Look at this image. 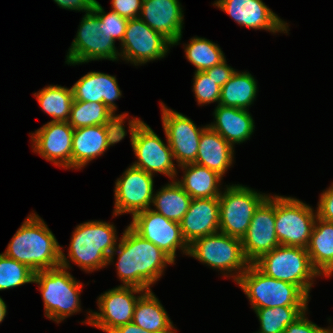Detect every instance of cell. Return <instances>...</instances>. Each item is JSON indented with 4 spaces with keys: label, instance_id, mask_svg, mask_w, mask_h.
<instances>
[{
    "label": "cell",
    "instance_id": "1",
    "mask_svg": "<svg viewBox=\"0 0 333 333\" xmlns=\"http://www.w3.org/2000/svg\"><path fill=\"white\" fill-rule=\"evenodd\" d=\"M117 248L109 256L108 263L113 261L114 252L118 250L116 266L123 286L149 291L150 285L161 277L165 265L174 264V261L159 247L140 237L129 226Z\"/></svg>",
    "mask_w": 333,
    "mask_h": 333
},
{
    "label": "cell",
    "instance_id": "2",
    "mask_svg": "<svg viewBox=\"0 0 333 333\" xmlns=\"http://www.w3.org/2000/svg\"><path fill=\"white\" fill-rule=\"evenodd\" d=\"M4 254L34 272L61 265V247L45 222L35 213L23 222Z\"/></svg>",
    "mask_w": 333,
    "mask_h": 333
},
{
    "label": "cell",
    "instance_id": "3",
    "mask_svg": "<svg viewBox=\"0 0 333 333\" xmlns=\"http://www.w3.org/2000/svg\"><path fill=\"white\" fill-rule=\"evenodd\" d=\"M70 268L61 250V265L54 269L35 272L33 283L39 285L44 301L45 315L59 323L80 311L79 294L82 284L66 270Z\"/></svg>",
    "mask_w": 333,
    "mask_h": 333
},
{
    "label": "cell",
    "instance_id": "4",
    "mask_svg": "<svg viewBox=\"0 0 333 333\" xmlns=\"http://www.w3.org/2000/svg\"><path fill=\"white\" fill-rule=\"evenodd\" d=\"M113 224L89 221L78 225L73 232L68 256L83 270L93 271L108 264L116 249V229Z\"/></svg>",
    "mask_w": 333,
    "mask_h": 333
},
{
    "label": "cell",
    "instance_id": "5",
    "mask_svg": "<svg viewBox=\"0 0 333 333\" xmlns=\"http://www.w3.org/2000/svg\"><path fill=\"white\" fill-rule=\"evenodd\" d=\"M237 283L251 301L253 310L307 306L309 296L299 286L269 277L254 264H249Z\"/></svg>",
    "mask_w": 333,
    "mask_h": 333
},
{
    "label": "cell",
    "instance_id": "6",
    "mask_svg": "<svg viewBox=\"0 0 333 333\" xmlns=\"http://www.w3.org/2000/svg\"><path fill=\"white\" fill-rule=\"evenodd\" d=\"M253 264L269 277L299 286L308 296L313 284L311 280L319 276L307 249L298 246L279 245Z\"/></svg>",
    "mask_w": 333,
    "mask_h": 333
},
{
    "label": "cell",
    "instance_id": "7",
    "mask_svg": "<svg viewBox=\"0 0 333 333\" xmlns=\"http://www.w3.org/2000/svg\"><path fill=\"white\" fill-rule=\"evenodd\" d=\"M242 185H232L219 196V231L242 239L258 206L267 198Z\"/></svg>",
    "mask_w": 333,
    "mask_h": 333
},
{
    "label": "cell",
    "instance_id": "8",
    "mask_svg": "<svg viewBox=\"0 0 333 333\" xmlns=\"http://www.w3.org/2000/svg\"><path fill=\"white\" fill-rule=\"evenodd\" d=\"M296 198L275 195V231L280 245L307 248L317 213Z\"/></svg>",
    "mask_w": 333,
    "mask_h": 333
},
{
    "label": "cell",
    "instance_id": "9",
    "mask_svg": "<svg viewBox=\"0 0 333 333\" xmlns=\"http://www.w3.org/2000/svg\"><path fill=\"white\" fill-rule=\"evenodd\" d=\"M188 255L223 271L241 270L234 276L235 282L250 264L244 256L242 240L220 231L195 240L189 245Z\"/></svg>",
    "mask_w": 333,
    "mask_h": 333
},
{
    "label": "cell",
    "instance_id": "10",
    "mask_svg": "<svg viewBox=\"0 0 333 333\" xmlns=\"http://www.w3.org/2000/svg\"><path fill=\"white\" fill-rule=\"evenodd\" d=\"M129 128L131 145L138 158L133 166L152 175L159 172L174 179L176 169L170 145H165L150 126L138 118L129 121Z\"/></svg>",
    "mask_w": 333,
    "mask_h": 333
},
{
    "label": "cell",
    "instance_id": "11",
    "mask_svg": "<svg viewBox=\"0 0 333 333\" xmlns=\"http://www.w3.org/2000/svg\"><path fill=\"white\" fill-rule=\"evenodd\" d=\"M132 218L129 227L140 237L159 247L173 261L177 248L188 255L189 245L182 235L180 223L167 219L151 208L136 213Z\"/></svg>",
    "mask_w": 333,
    "mask_h": 333
},
{
    "label": "cell",
    "instance_id": "12",
    "mask_svg": "<svg viewBox=\"0 0 333 333\" xmlns=\"http://www.w3.org/2000/svg\"><path fill=\"white\" fill-rule=\"evenodd\" d=\"M100 30L98 16L93 11L86 13L66 56V62L76 65L99 59L116 61L120 54L116 50L115 41Z\"/></svg>",
    "mask_w": 333,
    "mask_h": 333
},
{
    "label": "cell",
    "instance_id": "13",
    "mask_svg": "<svg viewBox=\"0 0 333 333\" xmlns=\"http://www.w3.org/2000/svg\"><path fill=\"white\" fill-rule=\"evenodd\" d=\"M144 291L137 287L121 285L105 292L98 298L100 313L89 314L88 324L111 333L116 328L132 322L136 303ZM140 292V296H134V293Z\"/></svg>",
    "mask_w": 333,
    "mask_h": 333
},
{
    "label": "cell",
    "instance_id": "14",
    "mask_svg": "<svg viewBox=\"0 0 333 333\" xmlns=\"http://www.w3.org/2000/svg\"><path fill=\"white\" fill-rule=\"evenodd\" d=\"M122 58L135 65L163 58L172 44L140 18L129 19L121 42Z\"/></svg>",
    "mask_w": 333,
    "mask_h": 333
},
{
    "label": "cell",
    "instance_id": "15",
    "mask_svg": "<svg viewBox=\"0 0 333 333\" xmlns=\"http://www.w3.org/2000/svg\"><path fill=\"white\" fill-rule=\"evenodd\" d=\"M273 197L268 196L258 206L246 235L241 239L244 256L250 264L280 245L275 231V196Z\"/></svg>",
    "mask_w": 333,
    "mask_h": 333
},
{
    "label": "cell",
    "instance_id": "16",
    "mask_svg": "<svg viewBox=\"0 0 333 333\" xmlns=\"http://www.w3.org/2000/svg\"><path fill=\"white\" fill-rule=\"evenodd\" d=\"M161 107L163 129L173 158L179 163L178 166L195 163L204 128H197L191 119L168 109L162 102Z\"/></svg>",
    "mask_w": 333,
    "mask_h": 333
},
{
    "label": "cell",
    "instance_id": "17",
    "mask_svg": "<svg viewBox=\"0 0 333 333\" xmlns=\"http://www.w3.org/2000/svg\"><path fill=\"white\" fill-rule=\"evenodd\" d=\"M153 175L130 166L115 186V209L113 215L136 213L150 208L153 199Z\"/></svg>",
    "mask_w": 333,
    "mask_h": 333
},
{
    "label": "cell",
    "instance_id": "18",
    "mask_svg": "<svg viewBox=\"0 0 333 333\" xmlns=\"http://www.w3.org/2000/svg\"><path fill=\"white\" fill-rule=\"evenodd\" d=\"M126 135L123 125H94L74 129L72 138V168L81 169L103 154L110 145Z\"/></svg>",
    "mask_w": 333,
    "mask_h": 333
},
{
    "label": "cell",
    "instance_id": "19",
    "mask_svg": "<svg viewBox=\"0 0 333 333\" xmlns=\"http://www.w3.org/2000/svg\"><path fill=\"white\" fill-rule=\"evenodd\" d=\"M73 133L74 128L68 122L50 121L32 134V147L46 160L70 169Z\"/></svg>",
    "mask_w": 333,
    "mask_h": 333
},
{
    "label": "cell",
    "instance_id": "20",
    "mask_svg": "<svg viewBox=\"0 0 333 333\" xmlns=\"http://www.w3.org/2000/svg\"><path fill=\"white\" fill-rule=\"evenodd\" d=\"M215 4L241 26L273 33L288 32L287 23L273 13L262 0H217Z\"/></svg>",
    "mask_w": 333,
    "mask_h": 333
},
{
    "label": "cell",
    "instance_id": "21",
    "mask_svg": "<svg viewBox=\"0 0 333 333\" xmlns=\"http://www.w3.org/2000/svg\"><path fill=\"white\" fill-rule=\"evenodd\" d=\"M180 6L178 0H143L139 18L173 46L182 36L183 11Z\"/></svg>",
    "mask_w": 333,
    "mask_h": 333
},
{
    "label": "cell",
    "instance_id": "22",
    "mask_svg": "<svg viewBox=\"0 0 333 333\" xmlns=\"http://www.w3.org/2000/svg\"><path fill=\"white\" fill-rule=\"evenodd\" d=\"M180 226L188 245L219 232V197L192 199Z\"/></svg>",
    "mask_w": 333,
    "mask_h": 333
},
{
    "label": "cell",
    "instance_id": "23",
    "mask_svg": "<svg viewBox=\"0 0 333 333\" xmlns=\"http://www.w3.org/2000/svg\"><path fill=\"white\" fill-rule=\"evenodd\" d=\"M71 88L74 100L103 103L113 113L117 108L114 101L122 94L116 77L100 72L85 74Z\"/></svg>",
    "mask_w": 333,
    "mask_h": 333
},
{
    "label": "cell",
    "instance_id": "24",
    "mask_svg": "<svg viewBox=\"0 0 333 333\" xmlns=\"http://www.w3.org/2000/svg\"><path fill=\"white\" fill-rule=\"evenodd\" d=\"M233 146L209 125L200 136L195 164L207 167L223 177L233 161Z\"/></svg>",
    "mask_w": 333,
    "mask_h": 333
},
{
    "label": "cell",
    "instance_id": "25",
    "mask_svg": "<svg viewBox=\"0 0 333 333\" xmlns=\"http://www.w3.org/2000/svg\"><path fill=\"white\" fill-rule=\"evenodd\" d=\"M214 115L216 122L209 126L232 146L248 140L255 128L252 116L245 109L218 104Z\"/></svg>",
    "mask_w": 333,
    "mask_h": 333
},
{
    "label": "cell",
    "instance_id": "26",
    "mask_svg": "<svg viewBox=\"0 0 333 333\" xmlns=\"http://www.w3.org/2000/svg\"><path fill=\"white\" fill-rule=\"evenodd\" d=\"M318 222V223H316ZM313 268L325 276L333 273V222L316 217L312 235L307 246Z\"/></svg>",
    "mask_w": 333,
    "mask_h": 333
},
{
    "label": "cell",
    "instance_id": "27",
    "mask_svg": "<svg viewBox=\"0 0 333 333\" xmlns=\"http://www.w3.org/2000/svg\"><path fill=\"white\" fill-rule=\"evenodd\" d=\"M132 322L152 333H175L167 312L151 290L138 299Z\"/></svg>",
    "mask_w": 333,
    "mask_h": 333
},
{
    "label": "cell",
    "instance_id": "28",
    "mask_svg": "<svg viewBox=\"0 0 333 333\" xmlns=\"http://www.w3.org/2000/svg\"><path fill=\"white\" fill-rule=\"evenodd\" d=\"M180 167L185 170V175L183 180L176 182L192 199L220 196L221 192L218 191V183L222 176L217 172L195 163L185 164Z\"/></svg>",
    "mask_w": 333,
    "mask_h": 333
},
{
    "label": "cell",
    "instance_id": "29",
    "mask_svg": "<svg viewBox=\"0 0 333 333\" xmlns=\"http://www.w3.org/2000/svg\"><path fill=\"white\" fill-rule=\"evenodd\" d=\"M114 114L103 103L74 100L68 123L74 129L94 125H123L124 118L128 114Z\"/></svg>",
    "mask_w": 333,
    "mask_h": 333
},
{
    "label": "cell",
    "instance_id": "30",
    "mask_svg": "<svg viewBox=\"0 0 333 333\" xmlns=\"http://www.w3.org/2000/svg\"><path fill=\"white\" fill-rule=\"evenodd\" d=\"M257 93V82L247 73L235 71L231 78L221 87L219 104L247 110Z\"/></svg>",
    "mask_w": 333,
    "mask_h": 333
},
{
    "label": "cell",
    "instance_id": "31",
    "mask_svg": "<svg viewBox=\"0 0 333 333\" xmlns=\"http://www.w3.org/2000/svg\"><path fill=\"white\" fill-rule=\"evenodd\" d=\"M192 198L182 187L173 181L154 194L152 203L157 213L169 220L180 223L187 213Z\"/></svg>",
    "mask_w": 333,
    "mask_h": 333
},
{
    "label": "cell",
    "instance_id": "32",
    "mask_svg": "<svg viewBox=\"0 0 333 333\" xmlns=\"http://www.w3.org/2000/svg\"><path fill=\"white\" fill-rule=\"evenodd\" d=\"M42 110L54 117V122H68L74 101L72 88L50 85L35 93Z\"/></svg>",
    "mask_w": 333,
    "mask_h": 333
},
{
    "label": "cell",
    "instance_id": "33",
    "mask_svg": "<svg viewBox=\"0 0 333 333\" xmlns=\"http://www.w3.org/2000/svg\"><path fill=\"white\" fill-rule=\"evenodd\" d=\"M307 306H276L275 308L255 309L260 321L259 333H283L286 327L299 318Z\"/></svg>",
    "mask_w": 333,
    "mask_h": 333
},
{
    "label": "cell",
    "instance_id": "34",
    "mask_svg": "<svg viewBox=\"0 0 333 333\" xmlns=\"http://www.w3.org/2000/svg\"><path fill=\"white\" fill-rule=\"evenodd\" d=\"M185 53L188 61L197 68L196 71H205L225 60L219 46L205 38H192L186 45Z\"/></svg>",
    "mask_w": 333,
    "mask_h": 333
},
{
    "label": "cell",
    "instance_id": "35",
    "mask_svg": "<svg viewBox=\"0 0 333 333\" xmlns=\"http://www.w3.org/2000/svg\"><path fill=\"white\" fill-rule=\"evenodd\" d=\"M35 272L4 253L0 254V290L33 283Z\"/></svg>",
    "mask_w": 333,
    "mask_h": 333
},
{
    "label": "cell",
    "instance_id": "36",
    "mask_svg": "<svg viewBox=\"0 0 333 333\" xmlns=\"http://www.w3.org/2000/svg\"><path fill=\"white\" fill-rule=\"evenodd\" d=\"M99 19L100 32L107 35L108 38L123 40L128 19L120 16L118 13L110 11L105 13L100 4H96L92 10Z\"/></svg>",
    "mask_w": 333,
    "mask_h": 333
},
{
    "label": "cell",
    "instance_id": "37",
    "mask_svg": "<svg viewBox=\"0 0 333 333\" xmlns=\"http://www.w3.org/2000/svg\"><path fill=\"white\" fill-rule=\"evenodd\" d=\"M193 91L198 104H209L220 101L221 87L205 71H196L194 76Z\"/></svg>",
    "mask_w": 333,
    "mask_h": 333
},
{
    "label": "cell",
    "instance_id": "38",
    "mask_svg": "<svg viewBox=\"0 0 333 333\" xmlns=\"http://www.w3.org/2000/svg\"><path fill=\"white\" fill-rule=\"evenodd\" d=\"M283 333H333V328L324 329L305 317V312L297 318L293 323H290Z\"/></svg>",
    "mask_w": 333,
    "mask_h": 333
},
{
    "label": "cell",
    "instance_id": "39",
    "mask_svg": "<svg viewBox=\"0 0 333 333\" xmlns=\"http://www.w3.org/2000/svg\"><path fill=\"white\" fill-rule=\"evenodd\" d=\"M143 0H112V11L129 19L139 18ZM138 13V14H137Z\"/></svg>",
    "mask_w": 333,
    "mask_h": 333
},
{
    "label": "cell",
    "instance_id": "40",
    "mask_svg": "<svg viewBox=\"0 0 333 333\" xmlns=\"http://www.w3.org/2000/svg\"><path fill=\"white\" fill-rule=\"evenodd\" d=\"M316 213L322 220L333 222V185L321 194Z\"/></svg>",
    "mask_w": 333,
    "mask_h": 333
},
{
    "label": "cell",
    "instance_id": "41",
    "mask_svg": "<svg viewBox=\"0 0 333 333\" xmlns=\"http://www.w3.org/2000/svg\"><path fill=\"white\" fill-rule=\"evenodd\" d=\"M209 78H212L216 81V84L222 87L235 72L233 68L226 64V59L220 62L219 64L205 70Z\"/></svg>",
    "mask_w": 333,
    "mask_h": 333
},
{
    "label": "cell",
    "instance_id": "42",
    "mask_svg": "<svg viewBox=\"0 0 333 333\" xmlns=\"http://www.w3.org/2000/svg\"><path fill=\"white\" fill-rule=\"evenodd\" d=\"M58 6L64 9L86 11V13L93 10L95 4L91 0H54Z\"/></svg>",
    "mask_w": 333,
    "mask_h": 333
},
{
    "label": "cell",
    "instance_id": "43",
    "mask_svg": "<svg viewBox=\"0 0 333 333\" xmlns=\"http://www.w3.org/2000/svg\"><path fill=\"white\" fill-rule=\"evenodd\" d=\"M111 333H152L130 322L113 330Z\"/></svg>",
    "mask_w": 333,
    "mask_h": 333
},
{
    "label": "cell",
    "instance_id": "44",
    "mask_svg": "<svg viewBox=\"0 0 333 333\" xmlns=\"http://www.w3.org/2000/svg\"><path fill=\"white\" fill-rule=\"evenodd\" d=\"M7 307L5 302L0 298V323L4 320V317L6 316L7 313Z\"/></svg>",
    "mask_w": 333,
    "mask_h": 333
},
{
    "label": "cell",
    "instance_id": "45",
    "mask_svg": "<svg viewBox=\"0 0 333 333\" xmlns=\"http://www.w3.org/2000/svg\"><path fill=\"white\" fill-rule=\"evenodd\" d=\"M95 5L99 4V2H97L96 0H91Z\"/></svg>",
    "mask_w": 333,
    "mask_h": 333
}]
</instances>
